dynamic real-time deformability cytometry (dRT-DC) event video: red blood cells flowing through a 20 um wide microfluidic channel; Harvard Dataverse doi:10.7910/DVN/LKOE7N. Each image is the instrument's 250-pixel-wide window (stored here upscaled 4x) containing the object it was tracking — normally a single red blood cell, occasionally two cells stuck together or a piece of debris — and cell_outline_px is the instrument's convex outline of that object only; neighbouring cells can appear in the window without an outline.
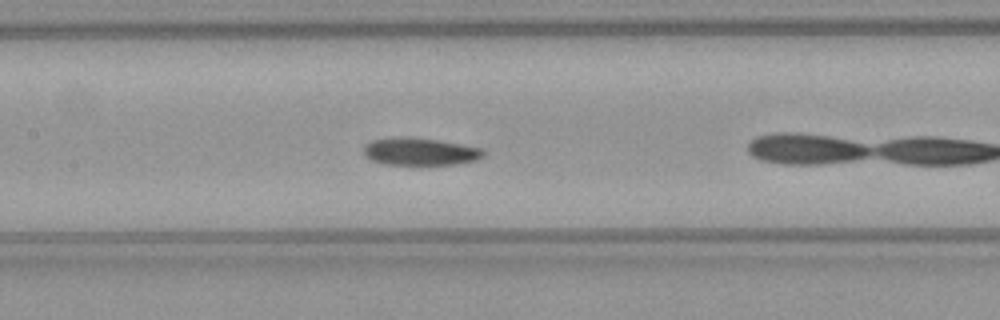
{"species": "common noctule bat (a hibernating species)", "species_latin": "Nyctalus noctula", "temperature_condition": "warm", "stored_images_in_passage": 40, "camera_frame_rate_fps": 3000, "um_per_image_px": 0.085, "animal": {"sex": "female", "body_mass_g": 21.9}, "frame": {"image": 1, "passage_image": 10, "time_ms": 3.0, "image_size_px": [1000, 320], "cell_outline_px": [[484, 156], [476, 160], [456, 164], [384, 164], [372, 160], [364, 156], [364, 144], [372, 140], [404, 136], [436, 140], [484, 148]], "centroid_in_image_um": [35.69, 12.88], "position_along_channel_um": 171.7, "area_um2": 19.07}}
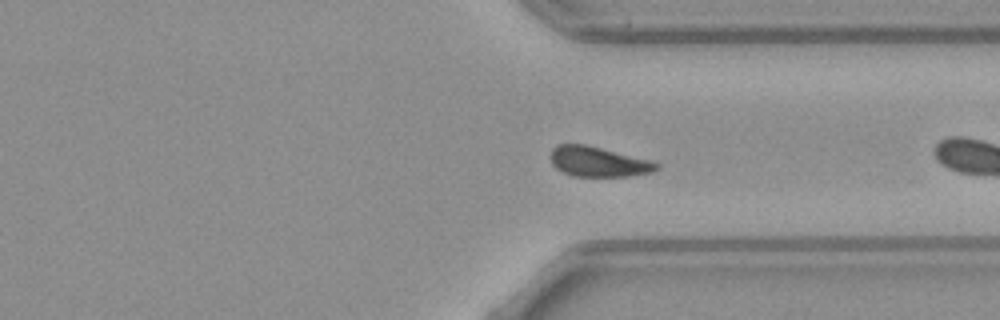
{"frame": {"image": 2, "passage_image": 25, "time_ms": 8.0, "image_size_px": [1000, 320], "cell_outline_px": [[660, 168], [652, 172], [628, 176], [572, 176], [556, 168], [552, 164], [552, 148], [556, 144], [584, 144], [652, 160], [660, 164]], "centroid_in_image_um": [50.89, 13.74], "position_along_channel_um": 360.5, "area_um2": 18.5}, "authors_computed_cell_mechanics": {"area_um2": 19.2474, "velocity_mm_per_s": 3.7768, "shape_relaxation_time_tau1_ms": 1.1952, "shape_relaxation_time_tau2_ms": 7.849, "deformation_change_tau1": 0.2435, "deformation_change_tau2": 0.1718}}